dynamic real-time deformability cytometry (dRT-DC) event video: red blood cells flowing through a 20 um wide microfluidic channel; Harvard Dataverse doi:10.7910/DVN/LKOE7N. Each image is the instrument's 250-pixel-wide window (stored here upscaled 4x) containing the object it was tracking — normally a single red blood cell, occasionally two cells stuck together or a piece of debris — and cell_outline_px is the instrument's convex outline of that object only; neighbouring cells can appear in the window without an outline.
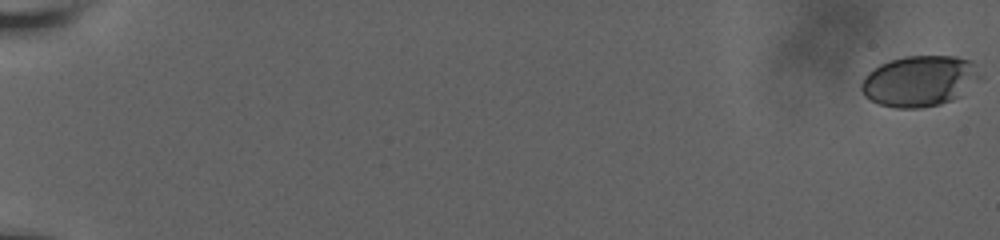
{"species": "human", "species_latin": "Homo sapiens", "temperature_condition": "room temperature", "stored_images_in_passage": 14, "camera_frame_rate_fps": 3000, "um_per_image_px": 0.085, "donor": {"sex": "male"}, "frame": {"image": 1, "passage_image": 1, "time_ms": 0.0, "image_size_px": [1000, 240], "cell_outline_px": [[984, 80], [960, 96], [952, 100], [940, 104], [920, 108], [896, 108], [880, 104], [864, 96], [860, 88], [860, 84], [864, 76], [872, 68], [888, 60], [904, 56], [956, 56], [972, 60], [976, 64], [984, 76]], "centroid_in_image_um": [78.23, 6.87], "position_along_channel_um": 6.8, "area_um2": 36.13}}
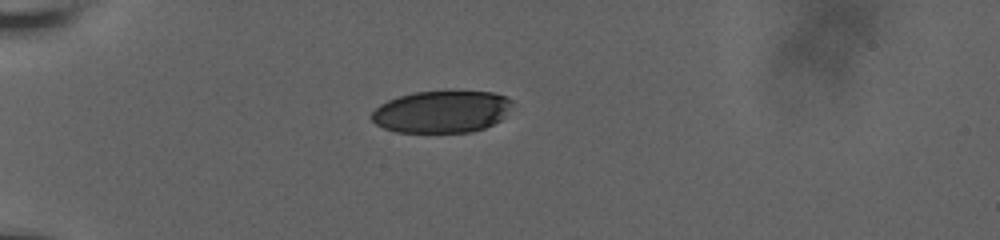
{"frame": {"image": 2, "passage_image": 10, "time_ms": 6.333, "image_size_px": [1000, 240], "cell_outline_px": [[512, 104], [504, 116], [500, 120], [484, 128], [472, 132], [396, 132], [384, 128], [376, 124], [372, 120], [372, 112], [380, 104], [388, 100], [400, 96], [416, 92], [492, 92], [504, 96], [512, 100]], "centroid_in_image_um": [37.53, 9.51], "position_along_channel_um": 47.5, "area_um2": 34.1}}
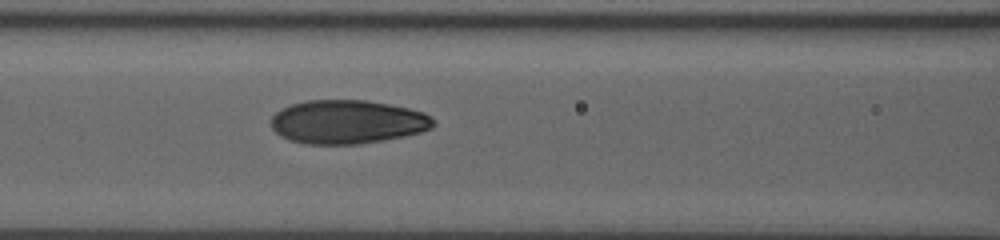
{"frame": {"image": 3, "passage_image": 14, "time_ms": 9.667, "image_size_px": [1000, 240], "cell_outline_px": [[436, 124], [432, 128], [420, 132], [404, 136], [384, 140], [360, 144], [304, 144], [288, 140], [280, 136], [272, 128], [272, 116], [280, 108], [292, 104], [308, 100], [364, 100], [388, 104], [408, 108], [424, 112], [432, 116]], "centroid_in_image_um": [29.54, 10.36], "position_along_channel_um": 137.1, "area_um2": 41.56}}